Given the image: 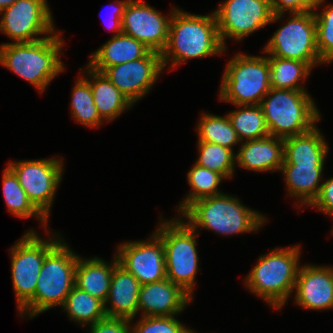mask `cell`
Returning a JSON list of instances; mask_svg holds the SVG:
<instances>
[{
  "label": "cell",
  "mask_w": 333,
  "mask_h": 333,
  "mask_svg": "<svg viewBox=\"0 0 333 333\" xmlns=\"http://www.w3.org/2000/svg\"><path fill=\"white\" fill-rule=\"evenodd\" d=\"M217 27L223 44L236 42L252 35L265 26L280 22L285 14L273 15L270 0H225L214 10Z\"/></svg>",
  "instance_id": "7c38bea8"
},
{
  "label": "cell",
  "mask_w": 333,
  "mask_h": 333,
  "mask_svg": "<svg viewBox=\"0 0 333 333\" xmlns=\"http://www.w3.org/2000/svg\"><path fill=\"white\" fill-rule=\"evenodd\" d=\"M266 55V56H265ZM235 53L225 64L219 99L232 105H259L270 91L268 56Z\"/></svg>",
  "instance_id": "ba28073f"
},
{
  "label": "cell",
  "mask_w": 333,
  "mask_h": 333,
  "mask_svg": "<svg viewBox=\"0 0 333 333\" xmlns=\"http://www.w3.org/2000/svg\"><path fill=\"white\" fill-rule=\"evenodd\" d=\"M301 249L300 244H294L285 248L275 247L261 254L244 279L249 292L263 299L272 309L282 310L294 294Z\"/></svg>",
  "instance_id": "277c9868"
},
{
  "label": "cell",
  "mask_w": 333,
  "mask_h": 333,
  "mask_svg": "<svg viewBox=\"0 0 333 333\" xmlns=\"http://www.w3.org/2000/svg\"><path fill=\"white\" fill-rule=\"evenodd\" d=\"M236 106L237 109L228 112L227 116L241 142L269 136V130L260 105Z\"/></svg>",
  "instance_id": "f1b7e54d"
},
{
  "label": "cell",
  "mask_w": 333,
  "mask_h": 333,
  "mask_svg": "<svg viewBox=\"0 0 333 333\" xmlns=\"http://www.w3.org/2000/svg\"><path fill=\"white\" fill-rule=\"evenodd\" d=\"M62 309L70 320L85 328L107 317L104 302L76 286L71 289Z\"/></svg>",
  "instance_id": "4316f807"
},
{
  "label": "cell",
  "mask_w": 333,
  "mask_h": 333,
  "mask_svg": "<svg viewBox=\"0 0 333 333\" xmlns=\"http://www.w3.org/2000/svg\"><path fill=\"white\" fill-rule=\"evenodd\" d=\"M164 70L161 54L150 51L145 57L105 68L102 73L134 105L151 92Z\"/></svg>",
  "instance_id": "2e32d148"
},
{
  "label": "cell",
  "mask_w": 333,
  "mask_h": 333,
  "mask_svg": "<svg viewBox=\"0 0 333 333\" xmlns=\"http://www.w3.org/2000/svg\"><path fill=\"white\" fill-rule=\"evenodd\" d=\"M314 102L307 90L271 88L259 104L269 135L285 139L313 129L321 120Z\"/></svg>",
  "instance_id": "8992f818"
},
{
  "label": "cell",
  "mask_w": 333,
  "mask_h": 333,
  "mask_svg": "<svg viewBox=\"0 0 333 333\" xmlns=\"http://www.w3.org/2000/svg\"><path fill=\"white\" fill-rule=\"evenodd\" d=\"M198 158L195 163L232 179L236 169L235 152L219 144L197 141Z\"/></svg>",
  "instance_id": "d6a6232c"
},
{
  "label": "cell",
  "mask_w": 333,
  "mask_h": 333,
  "mask_svg": "<svg viewBox=\"0 0 333 333\" xmlns=\"http://www.w3.org/2000/svg\"><path fill=\"white\" fill-rule=\"evenodd\" d=\"M140 287L137 278L118 264L112 273L110 289L104 303L107 317L136 319L135 317L139 315Z\"/></svg>",
  "instance_id": "ffe728a7"
},
{
  "label": "cell",
  "mask_w": 333,
  "mask_h": 333,
  "mask_svg": "<svg viewBox=\"0 0 333 333\" xmlns=\"http://www.w3.org/2000/svg\"><path fill=\"white\" fill-rule=\"evenodd\" d=\"M309 207L333 216V177L323 180L319 195Z\"/></svg>",
  "instance_id": "74e56055"
},
{
  "label": "cell",
  "mask_w": 333,
  "mask_h": 333,
  "mask_svg": "<svg viewBox=\"0 0 333 333\" xmlns=\"http://www.w3.org/2000/svg\"><path fill=\"white\" fill-rule=\"evenodd\" d=\"M62 238L45 256L34 297L18 312L29 319L55 307H62L75 286L78 253Z\"/></svg>",
  "instance_id": "5b68a950"
},
{
  "label": "cell",
  "mask_w": 333,
  "mask_h": 333,
  "mask_svg": "<svg viewBox=\"0 0 333 333\" xmlns=\"http://www.w3.org/2000/svg\"><path fill=\"white\" fill-rule=\"evenodd\" d=\"M186 333H197V332H195L193 329H188L187 331H186Z\"/></svg>",
  "instance_id": "60d3db41"
},
{
  "label": "cell",
  "mask_w": 333,
  "mask_h": 333,
  "mask_svg": "<svg viewBox=\"0 0 333 333\" xmlns=\"http://www.w3.org/2000/svg\"><path fill=\"white\" fill-rule=\"evenodd\" d=\"M223 179L225 180L221 174L194 162L187 172V182L191 188L177 206L178 215L195 200L224 193L218 188Z\"/></svg>",
  "instance_id": "4dcf8cb0"
},
{
  "label": "cell",
  "mask_w": 333,
  "mask_h": 333,
  "mask_svg": "<svg viewBox=\"0 0 333 333\" xmlns=\"http://www.w3.org/2000/svg\"><path fill=\"white\" fill-rule=\"evenodd\" d=\"M263 47V54L307 63L312 69L324 64L317 50L316 23L313 10L291 13Z\"/></svg>",
  "instance_id": "30bf717a"
},
{
  "label": "cell",
  "mask_w": 333,
  "mask_h": 333,
  "mask_svg": "<svg viewBox=\"0 0 333 333\" xmlns=\"http://www.w3.org/2000/svg\"><path fill=\"white\" fill-rule=\"evenodd\" d=\"M129 0H116L114 1L112 4H109V8H112V13L110 14L111 16H109V20L106 27L109 29V31L111 30V32H114V35H119L122 33V16L125 10V7L127 5ZM116 2V3H115ZM107 18V16H105ZM105 20V19H103ZM107 21V20H106ZM105 22V21H104ZM103 22V23H104Z\"/></svg>",
  "instance_id": "f35d334b"
},
{
  "label": "cell",
  "mask_w": 333,
  "mask_h": 333,
  "mask_svg": "<svg viewBox=\"0 0 333 333\" xmlns=\"http://www.w3.org/2000/svg\"><path fill=\"white\" fill-rule=\"evenodd\" d=\"M199 117L200 120L197 122L196 126V132L198 133L197 141L216 143L231 149L233 152L237 144L240 146L241 141L232 127L227 114L220 116L204 111Z\"/></svg>",
  "instance_id": "f546056e"
},
{
  "label": "cell",
  "mask_w": 333,
  "mask_h": 333,
  "mask_svg": "<svg viewBox=\"0 0 333 333\" xmlns=\"http://www.w3.org/2000/svg\"><path fill=\"white\" fill-rule=\"evenodd\" d=\"M16 1L18 0H0V12L14 4Z\"/></svg>",
  "instance_id": "ab89813d"
},
{
  "label": "cell",
  "mask_w": 333,
  "mask_h": 333,
  "mask_svg": "<svg viewBox=\"0 0 333 333\" xmlns=\"http://www.w3.org/2000/svg\"><path fill=\"white\" fill-rule=\"evenodd\" d=\"M294 304L312 311L333 310V265H300Z\"/></svg>",
  "instance_id": "e0dca14e"
},
{
  "label": "cell",
  "mask_w": 333,
  "mask_h": 333,
  "mask_svg": "<svg viewBox=\"0 0 333 333\" xmlns=\"http://www.w3.org/2000/svg\"><path fill=\"white\" fill-rule=\"evenodd\" d=\"M319 0L313 12L316 23L317 50L320 60L325 64L333 63V4ZM322 5V6H321ZM324 6V8L321 7ZM320 8V11L317 9Z\"/></svg>",
  "instance_id": "836d02e7"
},
{
  "label": "cell",
  "mask_w": 333,
  "mask_h": 333,
  "mask_svg": "<svg viewBox=\"0 0 333 333\" xmlns=\"http://www.w3.org/2000/svg\"><path fill=\"white\" fill-rule=\"evenodd\" d=\"M2 186L5 205L9 213L22 219L34 217L40 221L45 231L49 230L48 220L29 201L17 176L8 166L3 170Z\"/></svg>",
  "instance_id": "484cf974"
},
{
  "label": "cell",
  "mask_w": 333,
  "mask_h": 333,
  "mask_svg": "<svg viewBox=\"0 0 333 333\" xmlns=\"http://www.w3.org/2000/svg\"><path fill=\"white\" fill-rule=\"evenodd\" d=\"M87 327L88 333H131L130 320L125 318L105 317Z\"/></svg>",
  "instance_id": "8d00e7d4"
},
{
  "label": "cell",
  "mask_w": 333,
  "mask_h": 333,
  "mask_svg": "<svg viewBox=\"0 0 333 333\" xmlns=\"http://www.w3.org/2000/svg\"><path fill=\"white\" fill-rule=\"evenodd\" d=\"M118 264L115 253L111 262H106L97 256L86 259L79 255L75 271V286L105 303L112 273Z\"/></svg>",
  "instance_id": "d4e9b609"
},
{
  "label": "cell",
  "mask_w": 333,
  "mask_h": 333,
  "mask_svg": "<svg viewBox=\"0 0 333 333\" xmlns=\"http://www.w3.org/2000/svg\"><path fill=\"white\" fill-rule=\"evenodd\" d=\"M47 232L48 239L46 237L43 239L36 229H28L10 247L11 281L18 312L34 297L43 260L46 254L62 239L59 232L50 233L49 230Z\"/></svg>",
  "instance_id": "9c48e42d"
},
{
  "label": "cell",
  "mask_w": 333,
  "mask_h": 333,
  "mask_svg": "<svg viewBox=\"0 0 333 333\" xmlns=\"http://www.w3.org/2000/svg\"><path fill=\"white\" fill-rule=\"evenodd\" d=\"M62 31L39 41L0 45V65L27 81L40 93H44L51 81L65 70L62 61Z\"/></svg>",
  "instance_id": "7a4b0ae2"
},
{
  "label": "cell",
  "mask_w": 333,
  "mask_h": 333,
  "mask_svg": "<svg viewBox=\"0 0 333 333\" xmlns=\"http://www.w3.org/2000/svg\"><path fill=\"white\" fill-rule=\"evenodd\" d=\"M162 218L153 232L164 245L166 278L194 298L195 278L200 265L196 247L198 232L178 215L172 219Z\"/></svg>",
  "instance_id": "52a82bcc"
},
{
  "label": "cell",
  "mask_w": 333,
  "mask_h": 333,
  "mask_svg": "<svg viewBox=\"0 0 333 333\" xmlns=\"http://www.w3.org/2000/svg\"><path fill=\"white\" fill-rule=\"evenodd\" d=\"M178 216L197 232L206 229L222 236L258 232L268 220L259 211L243 205L237 196L226 193L195 200Z\"/></svg>",
  "instance_id": "3957f363"
},
{
  "label": "cell",
  "mask_w": 333,
  "mask_h": 333,
  "mask_svg": "<svg viewBox=\"0 0 333 333\" xmlns=\"http://www.w3.org/2000/svg\"><path fill=\"white\" fill-rule=\"evenodd\" d=\"M193 298L179 285L165 278L143 284L138 296V312L141 317H168L180 315Z\"/></svg>",
  "instance_id": "ac0fdd59"
},
{
  "label": "cell",
  "mask_w": 333,
  "mask_h": 333,
  "mask_svg": "<svg viewBox=\"0 0 333 333\" xmlns=\"http://www.w3.org/2000/svg\"><path fill=\"white\" fill-rule=\"evenodd\" d=\"M80 73L90 83L94 104L104 122H112L135 106L102 72L86 64Z\"/></svg>",
  "instance_id": "44dd1931"
},
{
  "label": "cell",
  "mask_w": 333,
  "mask_h": 333,
  "mask_svg": "<svg viewBox=\"0 0 333 333\" xmlns=\"http://www.w3.org/2000/svg\"><path fill=\"white\" fill-rule=\"evenodd\" d=\"M227 48L220 37L214 11L208 15L177 8L171 17L168 41L161 53L164 69L171 70L188 60L222 55Z\"/></svg>",
  "instance_id": "6da1fadb"
},
{
  "label": "cell",
  "mask_w": 333,
  "mask_h": 333,
  "mask_svg": "<svg viewBox=\"0 0 333 333\" xmlns=\"http://www.w3.org/2000/svg\"><path fill=\"white\" fill-rule=\"evenodd\" d=\"M149 50L142 42L123 33L111 38L91 55L87 65L95 71L145 57Z\"/></svg>",
  "instance_id": "603a6c76"
},
{
  "label": "cell",
  "mask_w": 333,
  "mask_h": 333,
  "mask_svg": "<svg viewBox=\"0 0 333 333\" xmlns=\"http://www.w3.org/2000/svg\"><path fill=\"white\" fill-rule=\"evenodd\" d=\"M49 7L47 0L16 1L0 12V32L13 40L11 43L39 41L53 35L57 30Z\"/></svg>",
  "instance_id": "4fadbf2b"
},
{
  "label": "cell",
  "mask_w": 333,
  "mask_h": 333,
  "mask_svg": "<svg viewBox=\"0 0 333 333\" xmlns=\"http://www.w3.org/2000/svg\"><path fill=\"white\" fill-rule=\"evenodd\" d=\"M63 157L9 161L29 201L48 220L64 174Z\"/></svg>",
  "instance_id": "8fae6325"
},
{
  "label": "cell",
  "mask_w": 333,
  "mask_h": 333,
  "mask_svg": "<svg viewBox=\"0 0 333 333\" xmlns=\"http://www.w3.org/2000/svg\"><path fill=\"white\" fill-rule=\"evenodd\" d=\"M270 84L274 89L306 90L303 82L312 68L303 61L268 56Z\"/></svg>",
  "instance_id": "83f0119b"
},
{
  "label": "cell",
  "mask_w": 333,
  "mask_h": 333,
  "mask_svg": "<svg viewBox=\"0 0 333 333\" xmlns=\"http://www.w3.org/2000/svg\"><path fill=\"white\" fill-rule=\"evenodd\" d=\"M235 154L236 166L251 172L279 173L284 162V139L267 136L241 142Z\"/></svg>",
  "instance_id": "d6986e66"
},
{
  "label": "cell",
  "mask_w": 333,
  "mask_h": 333,
  "mask_svg": "<svg viewBox=\"0 0 333 333\" xmlns=\"http://www.w3.org/2000/svg\"><path fill=\"white\" fill-rule=\"evenodd\" d=\"M325 165H282L287 195L296 199V207H309L320 193ZM323 177V179H322Z\"/></svg>",
  "instance_id": "7402d4cb"
},
{
  "label": "cell",
  "mask_w": 333,
  "mask_h": 333,
  "mask_svg": "<svg viewBox=\"0 0 333 333\" xmlns=\"http://www.w3.org/2000/svg\"><path fill=\"white\" fill-rule=\"evenodd\" d=\"M317 126L306 133L284 139L282 165H325L330 147Z\"/></svg>",
  "instance_id": "cb8c5ba5"
},
{
  "label": "cell",
  "mask_w": 333,
  "mask_h": 333,
  "mask_svg": "<svg viewBox=\"0 0 333 333\" xmlns=\"http://www.w3.org/2000/svg\"><path fill=\"white\" fill-rule=\"evenodd\" d=\"M114 253L119 265L132 273L141 285L166 278L164 245L155 232L146 240L120 243Z\"/></svg>",
  "instance_id": "9a60e30c"
},
{
  "label": "cell",
  "mask_w": 333,
  "mask_h": 333,
  "mask_svg": "<svg viewBox=\"0 0 333 333\" xmlns=\"http://www.w3.org/2000/svg\"><path fill=\"white\" fill-rule=\"evenodd\" d=\"M176 316V317H175ZM177 316L141 317L136 324L130 320L131 333H186L189 329ZM132 322V323H131Z\"/></svg>",
  "instance_id": "e575fe53"
},
{
  "label": "cell",
  "mask_w": 333,
  "mask_h": 333,
  "mask_svg": "<svg viewBox=\"0 0 333 333\" xmlns=\"http://www.w3.org/2000/svg\"><path fill=\"white\" fill-rule=\"evenodd\" d=\"M318 1L319 0H270V6L273 15L304 13L313 10Z\"/></svg>",
  "instance_id": "d590c367"
},
{
  "label": "cell",
  "mask_w": 333,
  "mask_h": 333,
  "mask_svg": "<svg viewBox=\"0 0 333 333\" xmlns=\"http://www.w3.org/2000/svg\"><path fill=\"white\" fill-rule=\"evenodd\" d=\"M70 101L69 110L76 123L95 129L104 123L94 104L90 83L82 75L75 80Z\"/></svg>",
  "instance_id": "1f68e13d"
},
{
  "label": "cell",
  "mask_w": 333,
  "mask_h": 333,
  "mask_svg": "<svg viewBox=\"0 0 333 333\" xmlns=\"http://www.w3.org/2000/svg\"><path fill=\"white\" fill-rule=\"evenodd\" d=\"M173 7L168 16L142 0H129L121 22L122 33L142 42L149 50L162 53L166 47Z\"/></svg>",
  "instance_id": "5bb4252c"
}]
</instances>
